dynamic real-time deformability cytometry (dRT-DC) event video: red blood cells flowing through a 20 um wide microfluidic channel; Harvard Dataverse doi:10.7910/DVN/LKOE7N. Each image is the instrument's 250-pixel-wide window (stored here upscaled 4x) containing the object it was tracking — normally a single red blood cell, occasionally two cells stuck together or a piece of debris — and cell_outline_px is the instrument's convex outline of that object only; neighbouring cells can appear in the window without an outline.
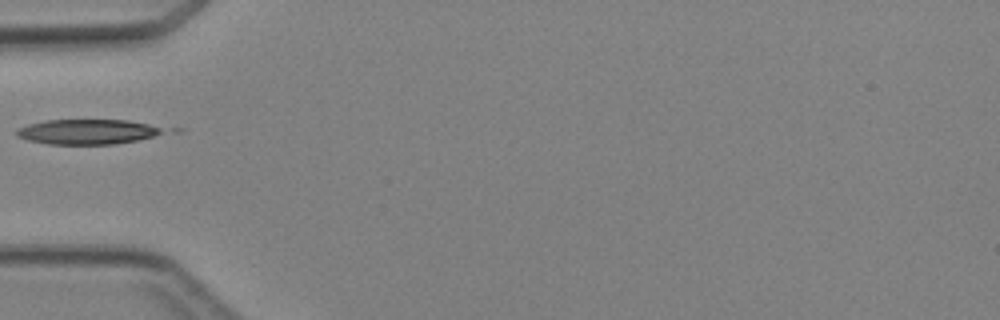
{"species": "Egyptian fruit bat (a non-hibernating species)", "species_latin": "Rousettus aegyptiacus", "temperature_condition": "cold", "stored_images_in_passage": 4, "camera_frame_rate_fps": 3000, "um_per_image_px": 0.085, "animal": {"sex": "female"}, "frame": {"image": 1, "passage_image": 4, "time_ms": 3.667, "image_size_px": [1000, 320], "cell_outline_px": [[160, 132], [152, 136], [136, 140], [116, 144], [48, 144], [28, 140], [16, 136], [16, 132], [20, 128], [28, 124], [48, 120], [128, 120], [148, 124], [160, 128]], "centroid_in_image_um": [7.35, 11.2], "position_along_channel_um": 77.7, "area_um2": 20.87}}